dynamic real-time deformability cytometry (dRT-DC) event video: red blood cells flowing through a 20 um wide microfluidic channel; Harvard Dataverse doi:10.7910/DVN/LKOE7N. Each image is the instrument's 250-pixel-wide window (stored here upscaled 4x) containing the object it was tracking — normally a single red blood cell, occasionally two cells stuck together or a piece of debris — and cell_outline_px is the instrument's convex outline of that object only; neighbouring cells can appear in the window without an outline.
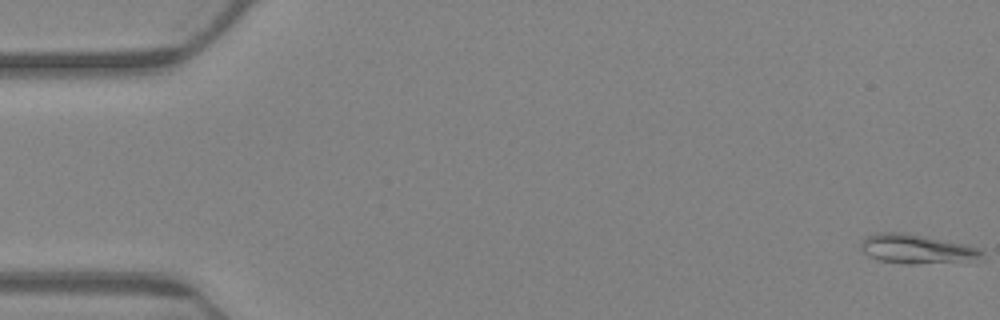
{"species": "Egyptian fruit bat (a non-hibernating species)", "species_latin": "Rousettus aegyptiacus", "temperature_condition": "warm", "stored_images_in_passage": 9, "camera_frame_rate_fps": 3000, "um_per_image_px": 0.085, "animal": {"sex": "female"}, "frame": {"image": 1, "passage_image": 1, "time_ms": 0.0, "image_size_px": [1000, 320], "cell_outline_px": [[984, 260], [916, 264], [904, 264], [880, 260], [868, 256], [860, 248], [860, 240], [876, 232], [904, 232], [968, 244], [984, 252]], "centroid_in_image_um": [77.95, 21.16], "position_along_channel_um": 7.1, "area_um2": 21.04}}